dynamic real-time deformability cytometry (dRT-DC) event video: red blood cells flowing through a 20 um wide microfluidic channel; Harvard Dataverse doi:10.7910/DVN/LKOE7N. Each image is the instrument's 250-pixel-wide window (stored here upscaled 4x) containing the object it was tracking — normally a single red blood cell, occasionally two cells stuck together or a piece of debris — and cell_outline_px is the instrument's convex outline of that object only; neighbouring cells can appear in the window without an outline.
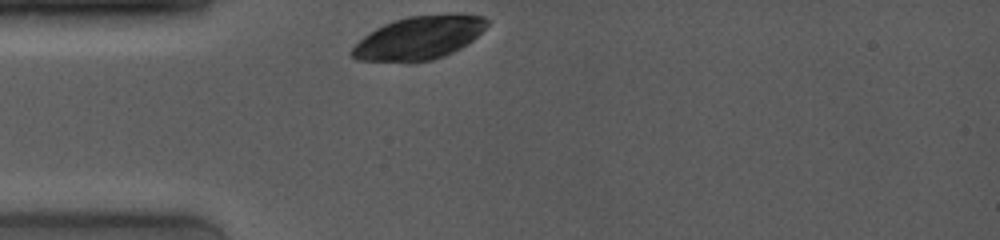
{"species": "common noctule bat (a hibernating species)", "species_latin": "Nyctalus noctula", "temperature_condition": "room temperature", "stored_images_in_passage": 24, "camera_frame_rate_fps": 4000, "um_per_image_px": 0.085, "animal": {"sex": "female", "body_mass_g": 19.0, "forearm_length_mm": 53.3}, "frame": {"image": 1, "passage_image": 1, "time_ms": 0.0, "image_size_px": [1000, 240], "cell_outline_px": [[488, 24], [472, 40], [460, 48], [444, 56], [432, 60], [412, 64], [408, 64], [356, 60], [352, 56], [352, 48], [364, 36], [376, 28], [384, 24], [408, 16], [484, 16], [488, 20]], "centroid_in_image_um": [35.53, 3.29], "position_along_channel_um": 49.5, "area_um2": 33.64}}